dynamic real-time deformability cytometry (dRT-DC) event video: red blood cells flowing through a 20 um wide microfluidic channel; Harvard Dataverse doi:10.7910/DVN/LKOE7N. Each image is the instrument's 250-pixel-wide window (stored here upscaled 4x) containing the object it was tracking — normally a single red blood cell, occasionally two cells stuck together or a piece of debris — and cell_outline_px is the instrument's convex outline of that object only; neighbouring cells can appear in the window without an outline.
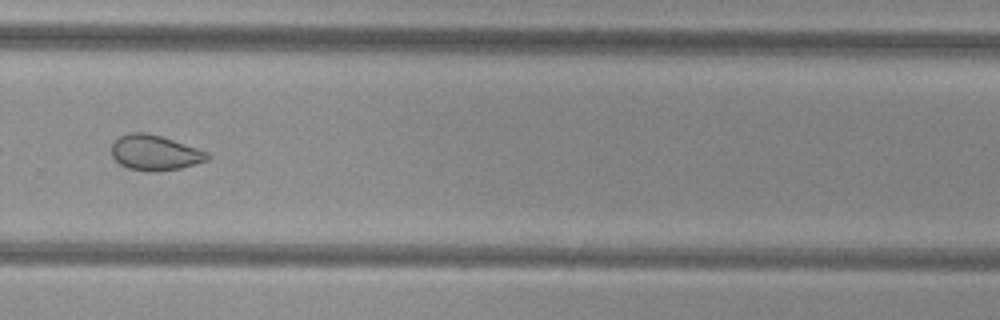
{"species": "common noctule bat (a hibernating species)", "species_latin": "Nyctalus noctula", "temperature_condition": "cold", "stored_images_in_passage": 52, "camera_frame_rate_fps": 3000, "um_per_image_px": 0.085, "animal": {"sex": "female", "body_mass_g": 29.2, "forearm_length_mm": 56.3}, "frame": {"image": 1, "passage_image": 37, "time_ms": 12.0, "image_size_px": [1000, 320], "cell_outline_px": [[212, 156], [208, 160], [180, 168], [156, 172], [148, 172], [128, 168], [120, 164], [112, 156], [112, 144], [120, 136], [128, 132], [148, 132], [208, 152]], "centroid_in_image_um": [13.15, 12.99], "position_along_channel_um": 316.6, "area_um2": 19.65}}